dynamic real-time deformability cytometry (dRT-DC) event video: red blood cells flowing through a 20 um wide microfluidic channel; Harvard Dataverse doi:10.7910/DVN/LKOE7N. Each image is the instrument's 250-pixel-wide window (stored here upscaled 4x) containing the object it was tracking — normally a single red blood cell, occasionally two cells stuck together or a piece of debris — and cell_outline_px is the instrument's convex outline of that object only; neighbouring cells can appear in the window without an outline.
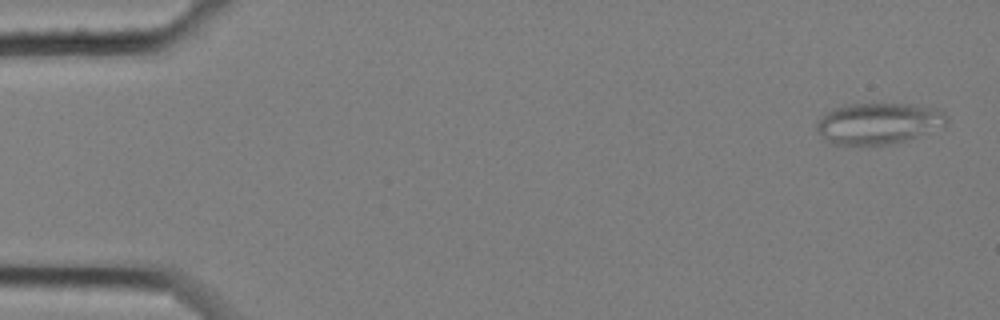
{"species": "common noctule bat (a hibernating species)", "species_latin": "Nyctalus noctula", "temperature_condition": "cold", "stored_images_in_passage": 6, "segment_of_instrument_passage": [1, 2], "camera_frame_rate_fps": 3000, "um_per_image_px": 0.085, "animal": {"sex": "female", "body_mass_g": 25.1}, "frame": {"image": 1, "passage_image": 1, "time_ms": 0.0, "image_size_px": [1000, 320], "cell_outline_px": [[948, 120], [944, 124], [904, 140], [888, 144], [860, 148], [832, 144], [816, 128], [816, 124], [832, 108], [852, 104], [908, 104], [936, 108], [944, 112], [948, 116]], "centroid_in_image_um": [74.62, 10.51], "position_along_channel_um": 10.4, "area_um2": 30.98}}